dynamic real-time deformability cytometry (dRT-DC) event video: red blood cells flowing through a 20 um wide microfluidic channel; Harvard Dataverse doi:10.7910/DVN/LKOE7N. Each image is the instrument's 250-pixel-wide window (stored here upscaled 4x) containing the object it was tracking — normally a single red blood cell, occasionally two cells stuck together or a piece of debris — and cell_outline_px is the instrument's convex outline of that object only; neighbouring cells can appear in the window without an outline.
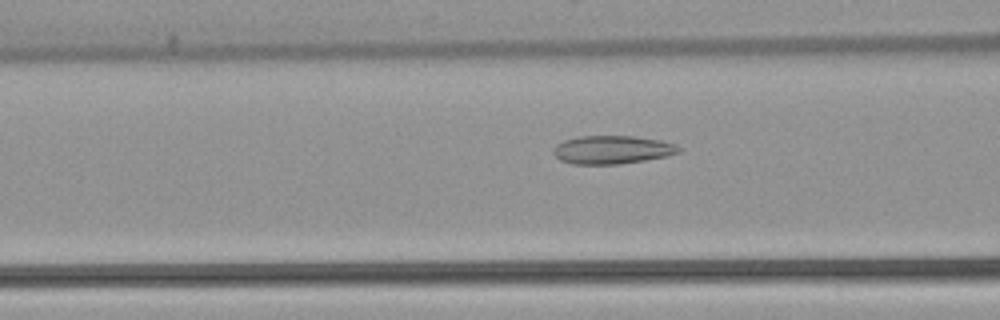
{"species": "common noctule bat (a hibernating species)", "species_latin": "Nyctalus noctula", "temperature_condition": "warm", "stored_images_in_passage": 50, "camera_frame_rate_fps": 3000, "um_per_image_px": 0.085, "animal": {"sex": "female", "body_mass_g": 22.7, "forearm_length_mm": 54.2}, "frame": {"image": 1, "passage_image": 21, "time_ms": 6.667, "image_size_px": [1000, 320], "cell_outline_px": [[680, 152], [668, 156], [620, 164], [572, 164], [560, 160], [552, 152], [556, 144], [564, 140], [580, 136], [632, 136], [660, 140], [676, 144], [680, 148]], "centroid_in_image_um": [52.03, 12.73], "position_along_channel_um": 114.6, "area_um2": 20.69}}
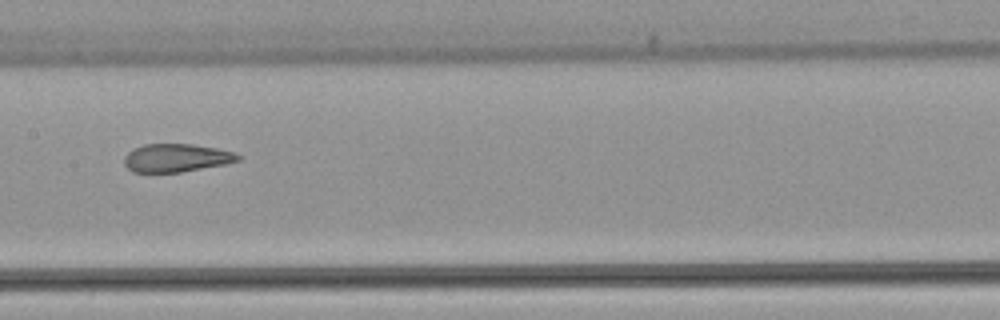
{"frame": {"image": 2, "passage_image": 27, "time_ms": 8.667, "image_size_px": [1000, 320], "cell_outline_px": [[240, 160], [224, 164], [180, 172], [132, 172], [124, 164], [124, 156], [132, 148], [144, 144], [192, 144], [216, 148], [236, 152], [240, 156]], "centroid_in_image_um": [14.96, 13.41], "position_along_channel_um": 192.4, "area_um2": 18.67}}
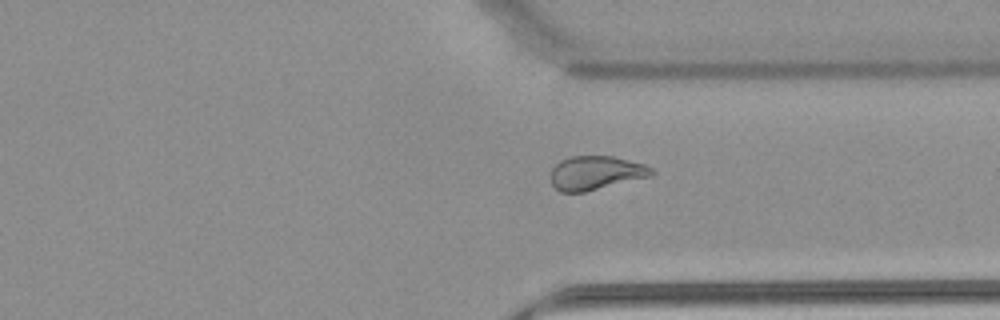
{"frame": {"image": 3, "passage_image": 40, "time_ms": 13.0, "image_size_px": [1000, 320], "cell_outline_px": [[656, 172], [652, 176], [584, 192], [560, 192], [552, 184], [552, 168], [560, 160], [572, 156], [612, 156], [644, 164], [652, 168]], "centroid_in_image_um": [50.66, 14.69], "position_along_channel_um": 360.7, "area_um2": 19.83}}